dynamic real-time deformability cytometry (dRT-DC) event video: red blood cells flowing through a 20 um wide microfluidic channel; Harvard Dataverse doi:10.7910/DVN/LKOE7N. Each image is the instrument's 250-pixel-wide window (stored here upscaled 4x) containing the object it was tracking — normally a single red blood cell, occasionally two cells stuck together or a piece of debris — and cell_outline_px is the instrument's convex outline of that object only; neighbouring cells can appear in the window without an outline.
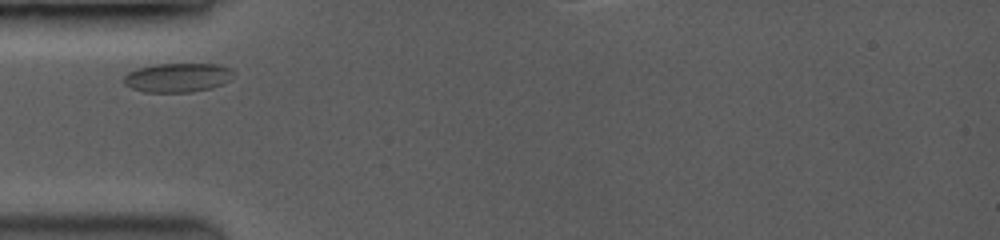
{"species": "common noctule bat (a hibernating species)", "species_latin": "Nyctalus noctula", "temperature_condition": "room temperature", "stored_images_in_passage": 5, "camera_frame_rate_fps": 3500, "um_per_image_px": 0.085, "animal": {"sex": "female", "body_mass_g": 19.0, "forearm_length_mm": 53.3}, "frame": {"image": 1, "passage_image": 1, "time_ms": 0.0, "image_size_px": [1000, 240], "cell_outline_px": [[236, 72], [228, 80], [220, 84], [208, 88], [188, 92], [144, 92], [132, 88], [124, 84], [124, 76], [128, 72], [136, 68], [156, 64], [220, 64], [232, 68]], "centroid_in_image_um": [15.09, 6.58], "position_along_channel_um": 69.9, "area_um2": 18.55}}